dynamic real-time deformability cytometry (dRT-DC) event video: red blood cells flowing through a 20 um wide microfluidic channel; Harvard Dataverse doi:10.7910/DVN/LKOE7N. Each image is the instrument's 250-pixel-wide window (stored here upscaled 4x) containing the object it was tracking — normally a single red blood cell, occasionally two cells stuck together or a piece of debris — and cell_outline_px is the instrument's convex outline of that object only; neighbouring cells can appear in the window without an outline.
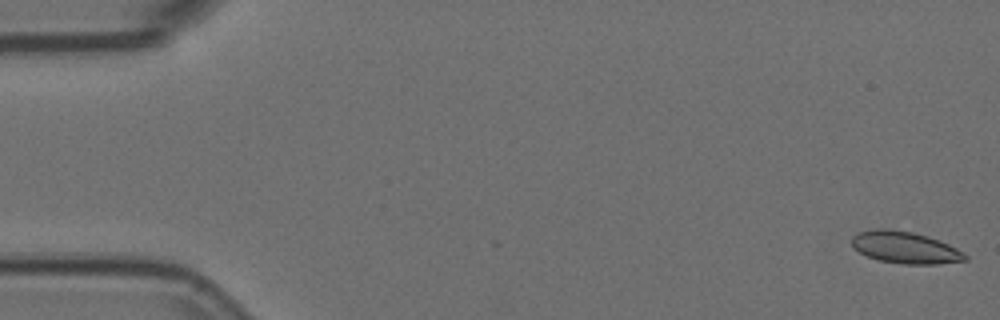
{"species": "Egyptian fruit bat (a non-hibernating species)", "species_latin": "Rousettus aegyptiacus", "temperature_condition": "room temperature", "stored_images_in_passage": 17, "camera_frame_rate_fps": 3000, "um_per_image_px": 0.085, "animal": {"sex": "female"}, "frame": {"image": 1, "passage_image": 1, "time_ms": 0.0, "image_size_px": [1000, 320], "cell_outline_px": [[968, 260], [940, 264], [904, 264], [880, 260], [868, 256], [860, 252], [852, 244], [852, 236], [860, 232], [876, 228], [884, 228], [912, 232], [928, 236], [940, 240], [956, 248], [968, 256]], "centroid_in_image_um": [76.97, 21.04], "position_along_channel_um": 8.0, "area_um2": 20.92}}
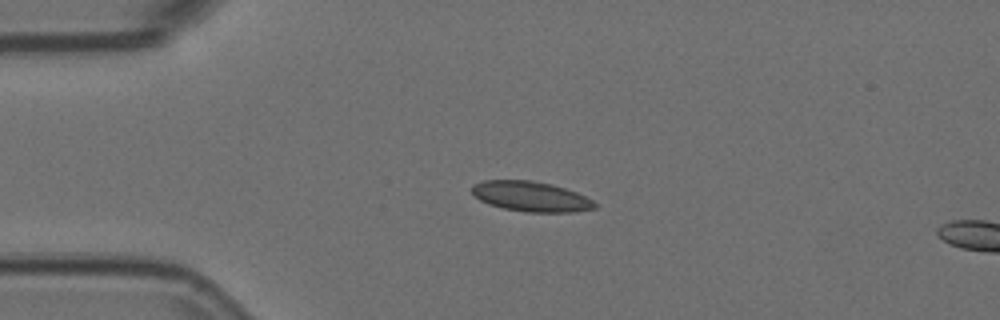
{"frame": {"image": 2, "passage_image": 13, "time_ms": 4.0, "image_size_px": [1000, 320], "cell_outline_px": [[596, 208], [572, 212], [524, 212], [504, 208], [488, 204], [480, 200], [472, 192], [472, 184], [484, 180], [532, 180], [552, 184], [576, 192], [592, 200], [596, 204]], "centroid_in_image_um": [45.11, 16.69], "position_along_channel_um": 39.9, "area_um2": 21.5}}